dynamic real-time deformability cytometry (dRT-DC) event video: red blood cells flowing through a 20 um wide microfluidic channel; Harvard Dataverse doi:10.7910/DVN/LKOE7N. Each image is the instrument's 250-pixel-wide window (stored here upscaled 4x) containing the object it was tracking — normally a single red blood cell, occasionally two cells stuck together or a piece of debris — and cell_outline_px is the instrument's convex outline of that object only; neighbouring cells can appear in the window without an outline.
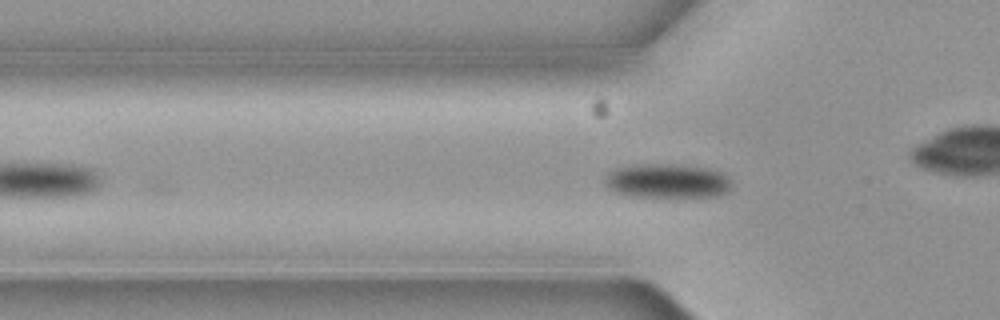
{"species": "common noctule bat (a hibernating species)", "species_latin": "Nyctalus noctula", "temperature_condition": "cold", "stored_images_in_passage": 4, "camera_frame_rate_fps": 3000, "um_per_image_px": 0.085, "animal": {"sex": "female", "body_mass_g": 19.3, "forearm_length_mm": 54.1}, "frame": {"image": 1, "passage_image": 4, "time_ms": 1.0, "image_size_px": [1000, 320], "cell_outline_px": [[732, 188], [728, 192], [716, 196], [632, 196], [616, 192], [604, 184], [604, 180], [608, 172], [616, 168], [640, 164], [680, 164], [708, 168], [724, 172], [732, 180]], "centroid_in_image_um": [56.78, 15.36], "position_along_channel_um": 69.0, "area_um2": 25.49}}